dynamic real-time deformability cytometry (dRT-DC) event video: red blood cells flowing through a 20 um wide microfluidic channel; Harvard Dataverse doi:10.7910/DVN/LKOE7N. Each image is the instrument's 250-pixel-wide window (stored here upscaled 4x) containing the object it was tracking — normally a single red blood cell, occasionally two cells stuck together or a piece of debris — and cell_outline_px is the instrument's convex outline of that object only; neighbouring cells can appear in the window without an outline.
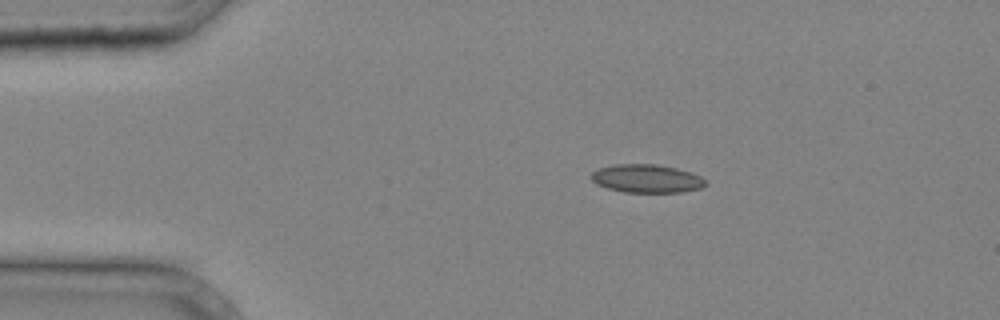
{"species": "common noctule bat (a hibernating species)", "species_latin": "Nyctalus noctula", "temperature_condition": "cold", "stored_images_in_passage": 38, "camera_frame_rate_fps": 3000, "um_per_image_px": 0.085, "animal": {"sex": "male", "body_mass_g": 20.4}, "frame": {"image": 1, "passage_image": 7, "time_ms": 2.0, "image_size_px": [1000, 320], "cell_outline_px": [[708, 184], [700, 188], [680, 192], [624, 192], [608, 188], [596, 184], [592, 180], [592, 172], [596, 168], [616, 164], [656, 164], [676, 168], [700, 176]], "centroid_in_image_um": [54.94, 15.17], "position_along_channel_um": 30.1, "area_um2": 18.73}}
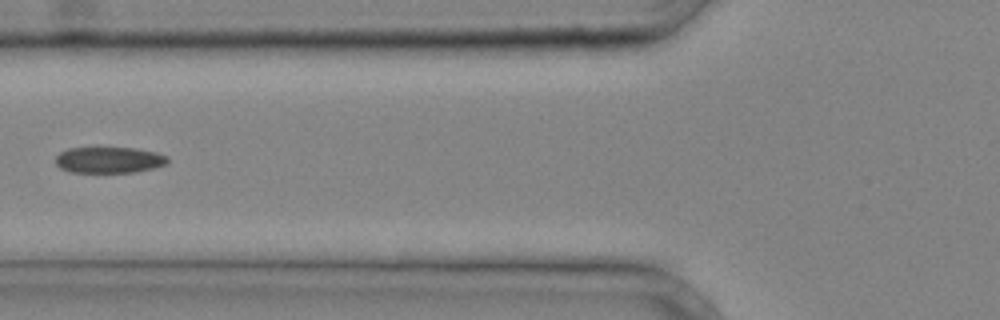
{"frame": {"image": 2, "passage_image": 15, "time_ms": 4.667, "image_size_px": [1000, 320], "cell_outline_px": [[168, 160], [164, 164], [152, 168], [136, 172], [68, 172], [60, 168], [56, 164], [56, 156], [60, 152], [68, 148], [136, 148], [156, 152], [168, 156]], "centroid_in_image_um": [9.25, 13.59], "position_along_channel_um": 116.6, "area_um2": 16.99}}
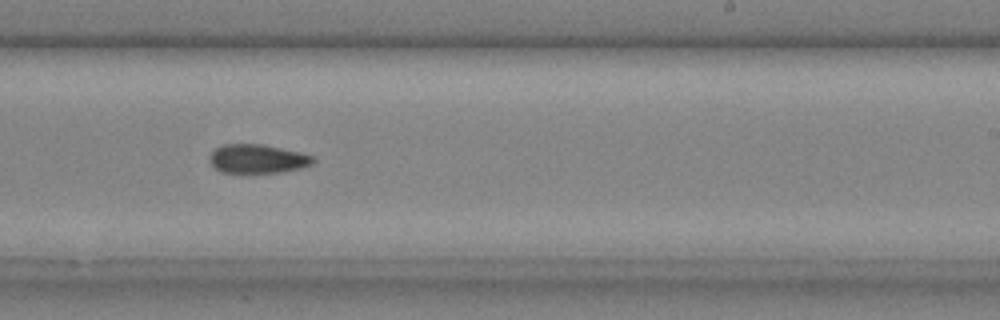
{"frame": {"image": 3, "passage_image": 24, "time_ms": 7.667, "image_size_px": [1000, 320], "cell_outline_px": [[316, 160], [312, 164], [300, 168], [280, 172], [220, 172], [208, 160], [208, 156], [216, 148], [224, 144], [264, 144], [300, 152], [312, 156]], "centroid_in_image_um": [21.88, 13.48], "position_along_channel_um": 267.1, "area_um2": 17.34}}